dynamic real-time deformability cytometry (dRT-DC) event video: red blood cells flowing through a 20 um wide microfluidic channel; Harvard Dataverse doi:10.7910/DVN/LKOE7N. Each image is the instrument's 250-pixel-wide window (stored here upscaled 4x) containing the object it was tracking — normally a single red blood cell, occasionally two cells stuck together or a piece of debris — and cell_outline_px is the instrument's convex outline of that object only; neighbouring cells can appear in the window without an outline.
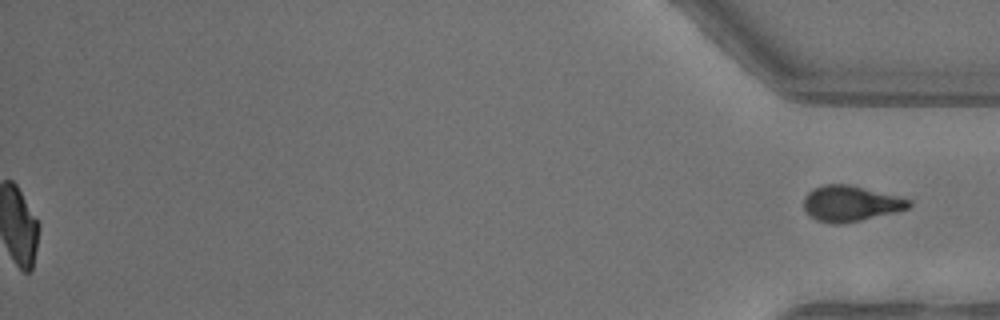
{"species": "common noctule bat (a hibernating species)", "species_latin": "Nyctalus noctula", "temperature_condition": "warm", "stored_images_in_passage": 54, "segment_of_instrument_passage": [2, 2], "camera_frame_rate_fps": 3000, "um_per_image_px": 0.085, "animal": {"sex": "female"}, "frame": {"image": 1, "passage_image": 54, "time_ms": 17.667, "image_size_px": [1000, 320], "cell_outline_px": [[912, 204], [908, 208], [896, 212], [860, 220], [840, 224], [836, 224], [816, 220], [804, 208], [804, 196], [812, 188], [824, 184], [848, 184], [900, 196], [908, 200]], "centroid_in_image_um": [72.29, 17.28], "position_along_channel_um": 362.9, "area_um2": 21.73}}